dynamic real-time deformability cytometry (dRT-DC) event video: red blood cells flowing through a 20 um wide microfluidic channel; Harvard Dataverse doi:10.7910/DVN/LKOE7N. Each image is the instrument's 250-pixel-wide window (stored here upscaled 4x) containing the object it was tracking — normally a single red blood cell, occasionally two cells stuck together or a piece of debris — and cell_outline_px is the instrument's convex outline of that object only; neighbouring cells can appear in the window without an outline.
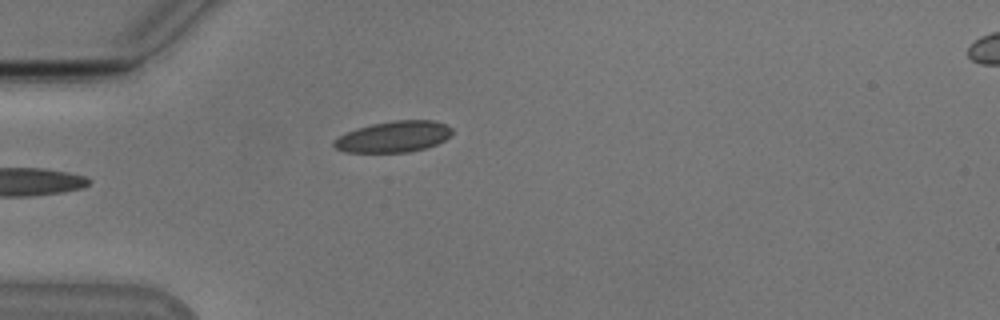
{"species": "Egyptian fruit bat (a non-hibernating species)", "species_latin": "Rousettus aegyptiacus", "temperature_condition": "cold", "stored_images_in_passage": 36, "camera_frame_rate_fps": 3000, "um_per_image_px": 0.085, "animal": {"sex": "male"}, "frame": {"image": 1, "passage_image": 1, "time_ms": 0.0, "image_size_px": [1000, 320], "cell_outline_px": [[452, 132], [444, 140], [436, 144], [424, 148], [408, 152], [344, 152], [336, 148], [332, 144], [340, 136], [356, 128], [372, 124], [392, 120], [432, 120], [448, 124], [452, 128]], "centroid_in_image_um": [33.48, 11.61], "position_along_channel_um": 51.5, "area_um2": 21.27}}
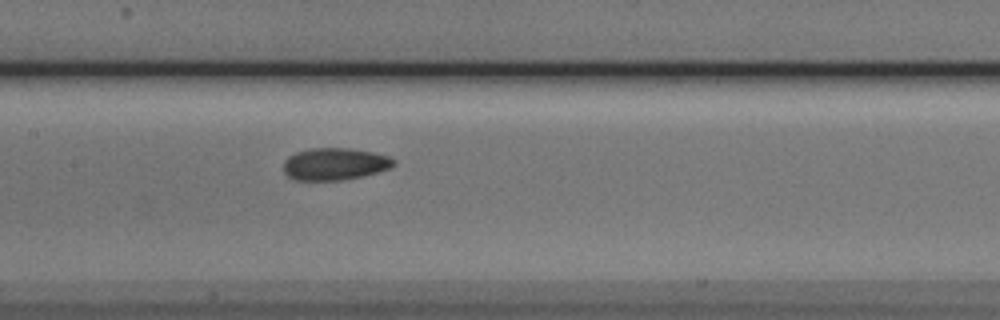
{"frame": {"image": 2, "passage_image": 12, "time_ms": 3.667, "image_size_px": [1000, 320], "cell_outline_px": [[396, 164], [388, 168], [364, 176], [344, 180], [296, 180], [288, 176], [284, 172], [284, 160], [288, 156], [296, 152], [308, 148], [348, 148], [372, 152], [388, 156], [396, 160]], "centroid_in_image_um": [28.44, 13.94], "position_along_channel_um": 179.0, "area_um2": 20.69}}
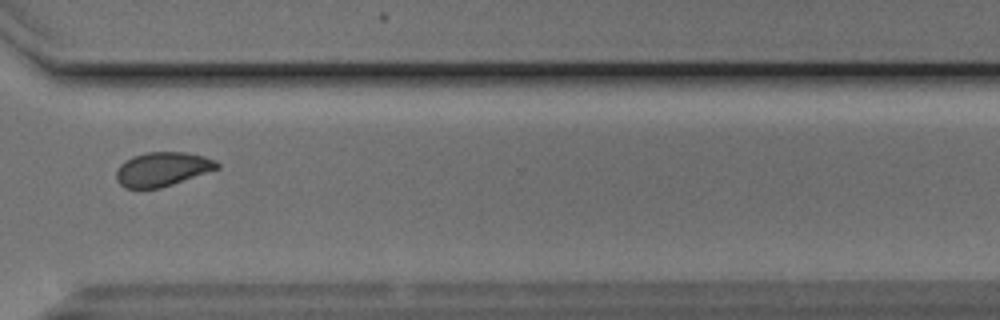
{"frame": {"image": 3, "passage_image": 26, "time_ms": 8.333, "image_size_px": [1000, 320], "cell_outline_px": [[220, 168], [160, 188], [124, 188], [116, 180], [116, 172], [120, 164], [124, 160], [132, 156], [148, 152], [184, 152], [204, 156], [220, 164]], "centroid_in_image_um": [13.77, 14.37], "position_along_channel_um": 356.8, "area_um2": 19.94}, "authors_computed_cell_mechanics": {"area_um2": 20.7502, "velocity_mm_per_s": 3.8118, "shape_relaxation_time_tau1_ms": 4.4448, "shape_relaxation_time_tau2_ms": 2.3295, "deformation_change_tau1": 0.1019, "deformation_change_tau2": 0.0692}}